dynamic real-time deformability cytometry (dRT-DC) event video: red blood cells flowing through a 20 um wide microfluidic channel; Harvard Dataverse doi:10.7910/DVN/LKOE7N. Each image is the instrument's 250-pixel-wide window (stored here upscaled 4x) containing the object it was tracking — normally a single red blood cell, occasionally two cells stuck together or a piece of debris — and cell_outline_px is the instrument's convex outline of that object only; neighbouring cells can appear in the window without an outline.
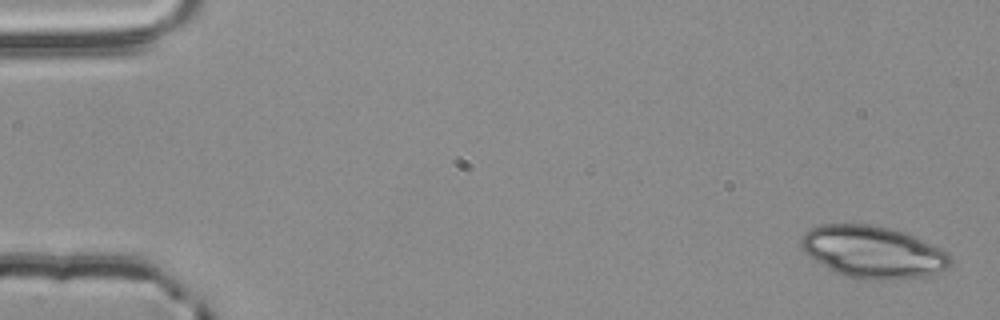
{"species": "common noctule bat (a hibernating species)", "species_latin": "Nyctalus noctula", "temperature_condition": "room temperature", "stored_images_in_passage": 4, "camera_frame_rate_fps": 3000, "um_per_image_px": 0.085, "animal": {"sex": "male", "body_mass_g": 20.4}, "frame": {"image": 1, "passage_image": 1, "time_ms": 0.0, "image_size_px": [1000, 320], "cell_outline_px": [[952, 264], [948, 268], [940, 272], [928, 276], [884, 280], [876, 280], [848, 276], [836, 272], [828, 268], [808, 256], [800, 248], [800, 236], [804, 232], [820, 224], [868, 224], [888, 228], [904, 232], [916, 236], [948, 252], [952, 256]], "centroid_in_image_um": [74.22, 21.41], "position_along_channel_um": 10.8, "area_um2": 45.55}}